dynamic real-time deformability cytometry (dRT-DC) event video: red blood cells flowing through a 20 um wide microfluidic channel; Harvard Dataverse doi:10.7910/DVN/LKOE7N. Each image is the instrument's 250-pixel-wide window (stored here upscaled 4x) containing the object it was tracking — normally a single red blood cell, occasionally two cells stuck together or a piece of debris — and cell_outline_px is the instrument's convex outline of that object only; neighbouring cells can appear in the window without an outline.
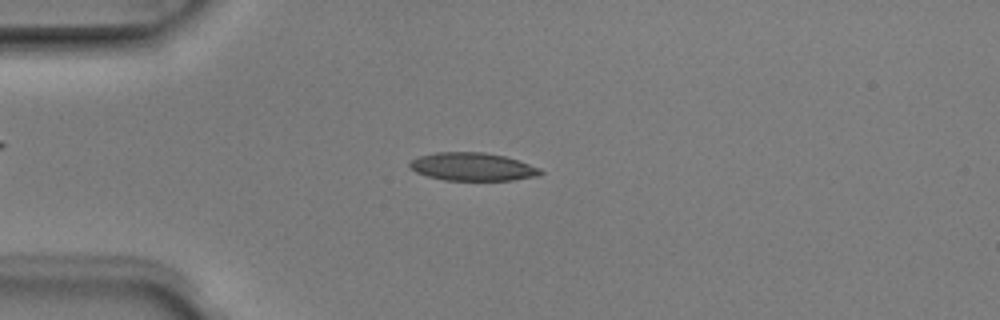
{"species": "Egyptian fruit bat (a non-hibernating species)", "species_latin": "Rousettus aegyptiacus", "temperature_condition": "room temperature", "stored_images_in_passage": 2, "camera_frame_rate_fps": 3000, "um_per_image_px": 0.085, "animal": {"sex": "male"}, "frame": {"image": 1, "passage_image": 1, "time_ms": 0.0, "image_size_px": [1000, 320], "cell_outline_px": [[544, 172], [540, 176], [512, 180], [444, 180], [428, 176], [416, 172], [408, 168], [408, 164], [412, 160], [420, 156], [436, 152], [484, 152], [504, 156], [540, 168]], "centroid_in_image_um": [40.16, 14.18], "position_along_channel_um": 44.8, "area_um2": 21.33}}
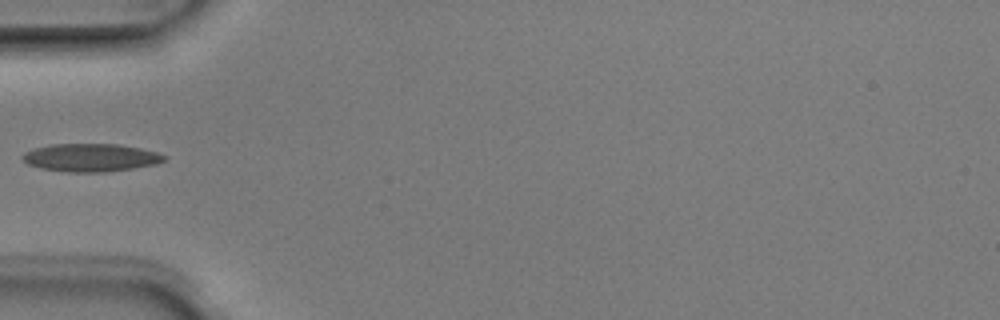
{"frame": {"image": 2, "passage_image": 2, "time_ms": 0.333, "image_size_px": [1000, 320], "cell_outline_px": [[168, 156], [164, 160], [156, 164], [132, 168], [104, 172], [68, 172], [40, 168], [28, 164], [20, 156], [24, 152], [48, 144], [120, 144], [140, 148], [156, 152]], "centroid_in_image_um": [7.7, 13.39], "position_along_channel_um": 77.3, "area_um2": 23.06}}